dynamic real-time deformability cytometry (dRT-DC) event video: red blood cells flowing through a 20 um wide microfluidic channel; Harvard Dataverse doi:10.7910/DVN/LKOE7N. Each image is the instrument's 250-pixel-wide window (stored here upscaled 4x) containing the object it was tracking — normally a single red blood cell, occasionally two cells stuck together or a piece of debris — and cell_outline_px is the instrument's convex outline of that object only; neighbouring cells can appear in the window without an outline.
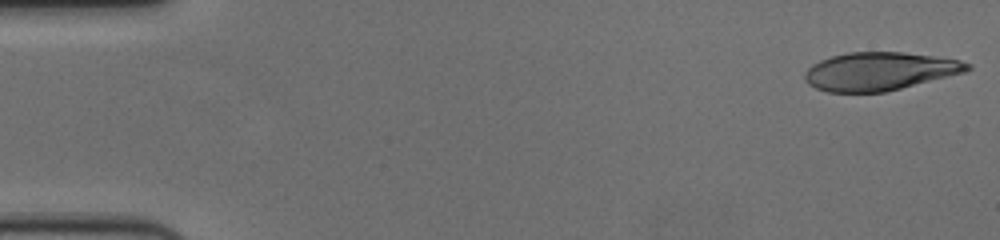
{"species": "human", "species_latin": "Homo sapiens", "temperature_condition": "cold", "stored_images_in_passage": 56, "camera_frame_rate_fps": 3000, "um_per_image_px": 0.085, "donor": {"sex": "female"}, "frame": {"image": 1, "passage_image": 1, "time_ms": 0.0, "image_size_px": [1000, 240], "cell_outline_px": [[972, 68], [964, 72], [884, 92], [828, 92], [816, 88], [808, 84], [804, 80], [804, 72], [812, 64], [820, 60], [832, 56], [848, 52], [900, 52], [932, 56], [956, 60], [972, 64]], "centroid_in_image_um": [74.7, 6.06], "position_along_channel_um": 10.3, "area_um2": 35.78}}
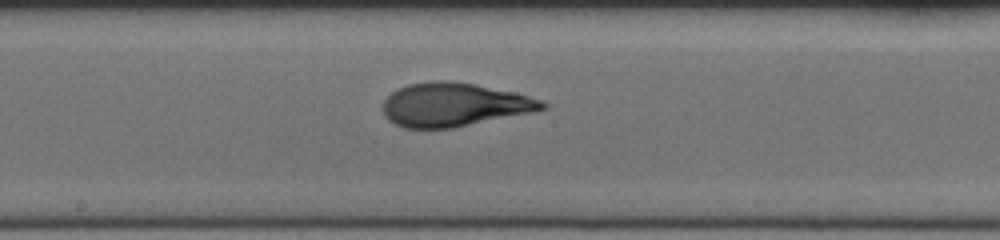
{"frame": {"image": 2, "passage_image": 30, "time_ms": 9.667, "image_size_px": [1000, 240], "cell_outline_px": [[548, 108], [536, 112], [452, 128], [404, 128], [388, 120], [384, 116], [384, 100], [396, 88], [408, 84], [432, 80], [452, 80], [476, 84], [516, 92], [540, 100], [548, 104]], "centroid_in_image_um": [38.63, 8.89], "position_along_channel_um": 209.6, "area_um2": 40.92}}
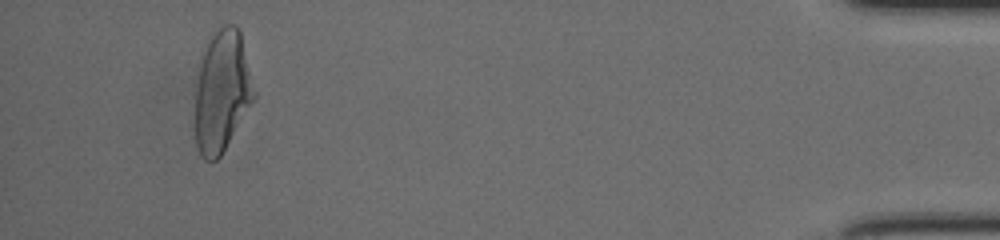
{"frame": {"image": 3, "passage_image": 53, "time_ms": 17.333, "image_size_px": [1000, 240], "cell_outline_px": [[256, 96], [220, 156], [216, 160], [204, 160], [196, 144], [196, 88], [200, 64], [204, 48], [212, 32], [224, 24], [236, 24], [240, 32]], "centroid_in_image_um": [18.86, 7.72], "position_along_channel_um": 416.3, "area_um2": 41.15}, "authors_computed_cell_mechanics": {"area_um2": 39.7086, "velocity_mm_per_s": 3.6184, "shape_relaxation_time_tau1_ms": 5.1054, "shape_relaxation_time_tau2_ms": 1.2032, "deformation_change_tau1": 0.2344, "deformation_change_tau2": 0.082}}